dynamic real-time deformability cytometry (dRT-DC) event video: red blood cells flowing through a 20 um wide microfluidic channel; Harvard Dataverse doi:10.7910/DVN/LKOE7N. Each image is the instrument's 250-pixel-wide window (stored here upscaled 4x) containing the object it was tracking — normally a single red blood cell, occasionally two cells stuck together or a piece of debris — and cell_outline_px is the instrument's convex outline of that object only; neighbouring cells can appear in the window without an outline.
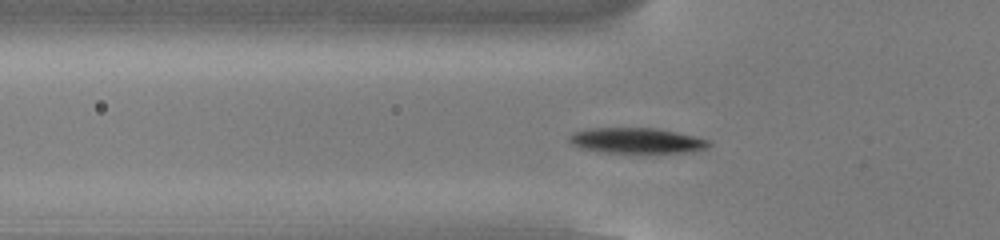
{"species": "common noctule bat (a hibernating species)", "species_latin": "Nyctalus noctula", "temperature_condition": "cold", "stored_images_in_passage": 52, "camera_frame_rate_fps": 3000, "um_per_image_px": 0.085, "animal": {"sex": "male", "body_mass_g": 13.0, "forearm_length_mm": 53.1}, "frame": {"image": 1, "passage_image": 16, "time_ms": 5.0, "image_size_px": [1000, 240], "cell_outline_px": [[712, 144], [708, 148], [692, 152], [596, 152], [580, 148], [572, 144], [568, 140], [568, 136], [572, 132], [588, 128], [656, 128], [676, 132], [708, 140]], "centroid_in_image_um": [54.06, 11.95], "position_along_channel_um": 71.7, "area_um2": 20.75}}
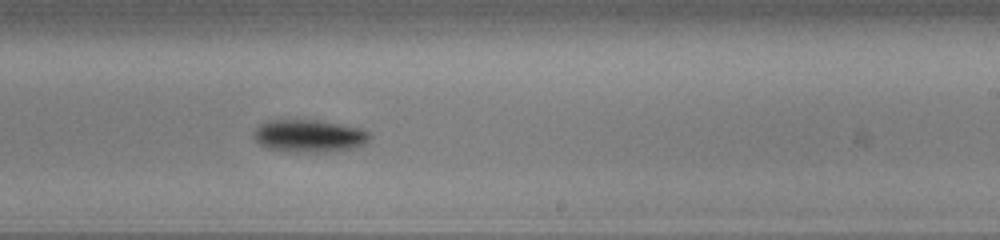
{"frame": {"image": 2, "passage_image": 31, "time_ms": 10.0, "image_size_px": [1000, 240], "cell_outline_px": [[372, 136], [364, 144], [356, 148], [328, 152], [292, 152], [268, 148], [260, 144], [252, 136], [252, 132], [260, 124], [268, 120], [320, 120], [360, 128], [368, 132]], "centroid_in_image_um": [26.28, 11.56], "position_along_channel_um": 262.7, "area_um2": 22.2}}
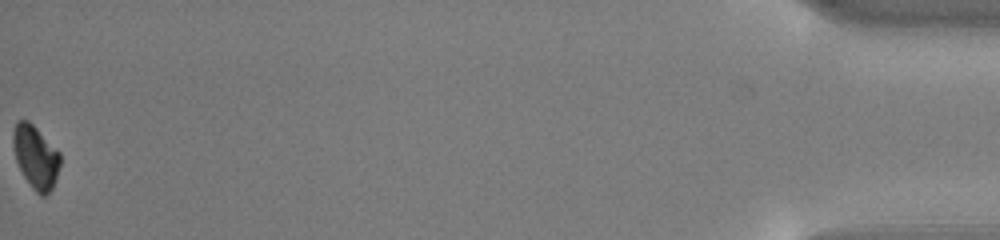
{"frame": {"image": 3, "passage_image": 52, "time_ms": 17.0, "image_size_px": [1000, 240], "cell_outline_px": [[60, 164], [56, 180], [52, 188], [44, 196], [40, 196], [32, 188], [24, 176], [16, 160], [12, 144], [12, 132], [16, 120], [28, 120], [60, 152]], "centroid_in_image_um": [3.02, 13.33], "position_along_channel_um": 432.2, "area_um2": 17.28}, "authors_computed_cell_mechanics": {"area_um2": 19.7387, "velocity_mm_per_s": 3.8304, "shape_relaxation_time_tau1_ms": 1.1529, "shape_relaxation_time_tau2_ms": null, "deformation_change_tau1": 0.1072, "deformation_change_tau2": null}}